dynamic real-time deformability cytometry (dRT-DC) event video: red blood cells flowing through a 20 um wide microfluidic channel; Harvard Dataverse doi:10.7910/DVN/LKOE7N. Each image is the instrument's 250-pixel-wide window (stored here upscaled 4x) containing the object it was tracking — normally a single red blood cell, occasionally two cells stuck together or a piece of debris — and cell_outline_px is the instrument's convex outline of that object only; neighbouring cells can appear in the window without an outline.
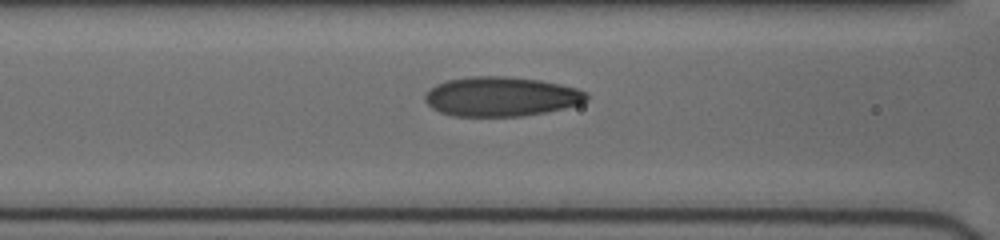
{"species": "human", "species_latin": "Homo sapiens", "temperature_condition": "cold", "stored_images_in_passage": 8, "segment_of_instrument_passage": [1, 2], "camera_frame_rate_fps": 3000, "um_per_image_px": 0.085, "donor": {"sex": "female"}, "frame": {"image": 1, "passage_image": 6, "time_ms": 3.0, "image_size_px": [1000, 240], "cell_outline_px": [[588, 100], [580, 104], [564, 108], [524, 116], [452, 116], [440, 112], [432, 108], [424, 100], [424, 96], [428, 88], [436, 84], [448, 80], [468, 76], [504, 76], [540, 80], [560, 84], [576, 88], [584, 92], [588, 96]], "centroid_in_image_um": [42.56, 8.2], "position_along_channel_um": 124.0, "area_um2": 37.34}}